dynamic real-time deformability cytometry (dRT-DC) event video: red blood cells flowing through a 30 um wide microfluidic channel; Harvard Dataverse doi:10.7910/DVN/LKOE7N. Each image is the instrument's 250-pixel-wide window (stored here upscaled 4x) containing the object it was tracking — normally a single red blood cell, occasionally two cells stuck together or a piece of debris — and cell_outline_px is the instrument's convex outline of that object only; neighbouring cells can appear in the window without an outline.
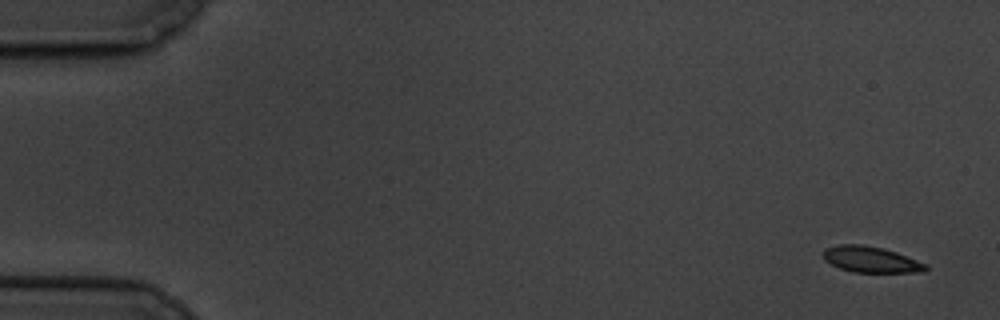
{"species": "common noctule bat (a hibernating species)", "species_latin": "Nyctalus noctula", "temperature_condition": "cold", "stored_images_in_passage": 6, "camera_frame_rate_fps": 3000, "um_per_image_px": 0.085, "animal": {"sex": "male", "body_mass_g": 19.5, "forearm_length_mm": 54.6}, "frame": {"image": 1, "passage_image": 1, "time_ms": 0.0, "image_size_px": [1000, 320], "cell_outline_px": [[928, 268], [924, 272], [852, 272], [840, 268], [824, 260], [824, 248], [840, 244], [864, 244], [884, 248], [896, 252], [928, 264]], "centroid_in_image_um": [74.04, 22.05], "position_along_channel_um": 11.0, "area_um2": 15.61}}
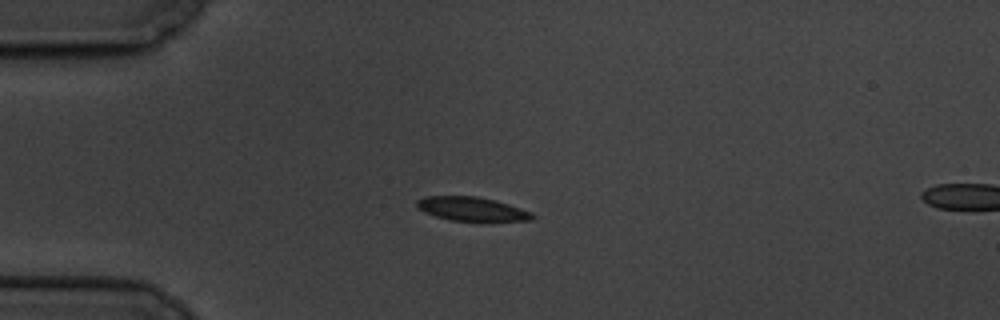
{"frame": {"image": 2, "passage_image": 5, "time_ms": 4.333, "image_size_px": [1000, 320], "cell_outline_px": [[536, 216], [532, 220], [480, 224], [452, 220], [436, 216], [424, 212], [416, 208], [416, 200], [424, 196], [476, 196], [496, 200], [532, 212]], "centroid_in_image_um": [40.16, 17.81], "position_along_channel_um": 44.8, "area_um2": 17.05}}